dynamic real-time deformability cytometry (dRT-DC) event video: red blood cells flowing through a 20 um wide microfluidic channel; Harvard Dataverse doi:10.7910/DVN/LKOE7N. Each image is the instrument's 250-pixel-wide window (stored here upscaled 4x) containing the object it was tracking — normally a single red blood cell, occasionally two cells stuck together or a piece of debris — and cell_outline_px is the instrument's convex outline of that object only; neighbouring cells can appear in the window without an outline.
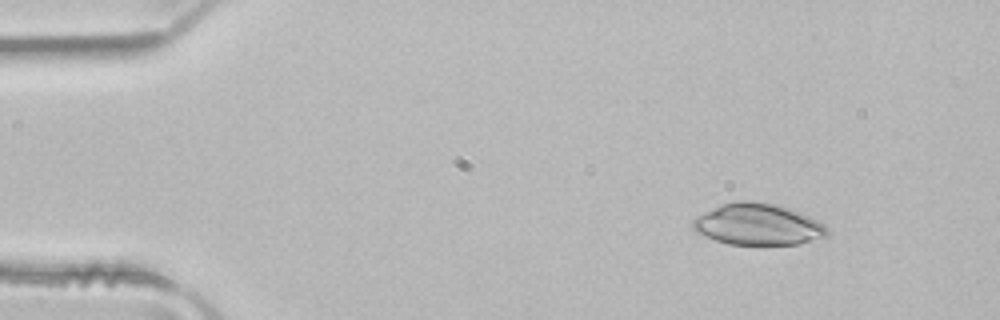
{"species": "common noctule bat (a hibernating species)", "species_latin": "Nyctalus noctula", "temperature_condition": "room temperature", "stored_images_in_passage": 3, "camera_frame_rate_fps": 3000, "um_per_image_px": 0.085, "animal": {"sex": "male", "body_mass_g": 21.5, "forearm_length_mm": 52.0}, "frame": {"image": 1, "passage_image": 1, "time_ms": 0.0, "image_size_px": [1000, 320], "cell_outline_px": [[828, 236], [800, 244], [728, 244], [716, 240], [696, 232], [692, 228], [692, 220], [696, 216], [720, 204], [736, 200], [752, 200], [776, 204], [800, 212], [820, 220], [828, 228]], "centroid_in_image_um": [64.43, 19.06], "position_along_channel_um": 20.6, "area_um2": 32.77}}
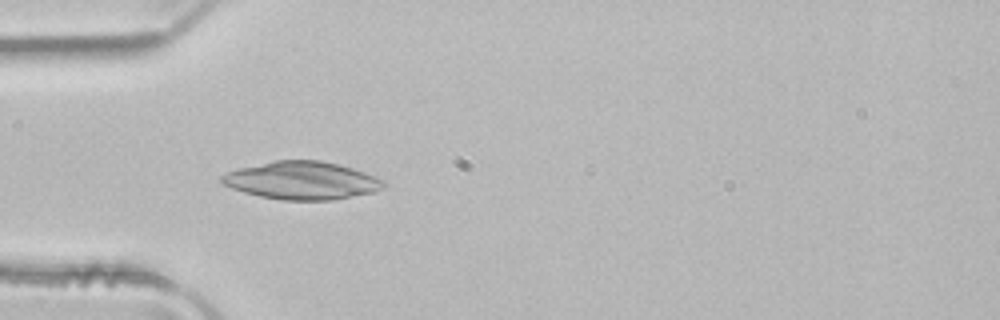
{"frame": {"image": 2, "passage_image": 3, "time_ms": 0.667, "image_size_px": [1000, 320], "cell_outline_px": [[388, 184], [384, 188], [372, 192], [332, 200], [284, 200], [260, 196], [244, 192], [232, 188], [224, 184], [220, 180], [220, 176], [228, 172], [240, 168], [276, 160], [320, 160], [340, 164], [376, 176], [384, 180]], "centroid_in_image_um": [25.7, 15.34], "position_along_channel_um": 59.3, "area_um2": 35.6}}